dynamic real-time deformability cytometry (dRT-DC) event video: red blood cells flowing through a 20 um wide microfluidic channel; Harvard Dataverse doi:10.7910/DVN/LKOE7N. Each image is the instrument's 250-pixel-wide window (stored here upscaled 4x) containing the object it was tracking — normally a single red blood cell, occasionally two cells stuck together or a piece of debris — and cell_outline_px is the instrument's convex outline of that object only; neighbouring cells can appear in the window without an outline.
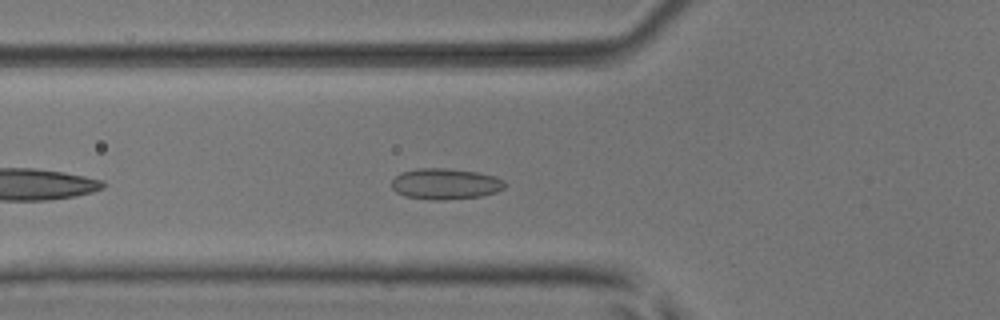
{"species": "common noctule bat (a hibernating species)", "species_latin": "Nyctalus noctula", "temperature_condition": "room temperature", "stored_images_in_passage": 39, "camera_frame_rate_fps": 3000, "um_per_image_px": 0.085, "animal": {"sex": "male", "body_mass_g": 17.9, "forearm_length_mm": 54.2}, "frame": {"image": 1, "passage_image": 6, "time_ms": 1.667, "image_size_px": [1000, 320], "cell_outline_px": [[504, 188], [496, 192], [480, 196], [444, 200], [428, 200], [404, 196], [396, 192], [392, 188], [392, 180], [400, 172], [416, 168], [444, 168], [476, 172], [496, 176], [504, 180]], "centroid_in_image_um": [37.82, 15.63], "position_along_channel_um": 88.0, "area_um2": 20.52}}
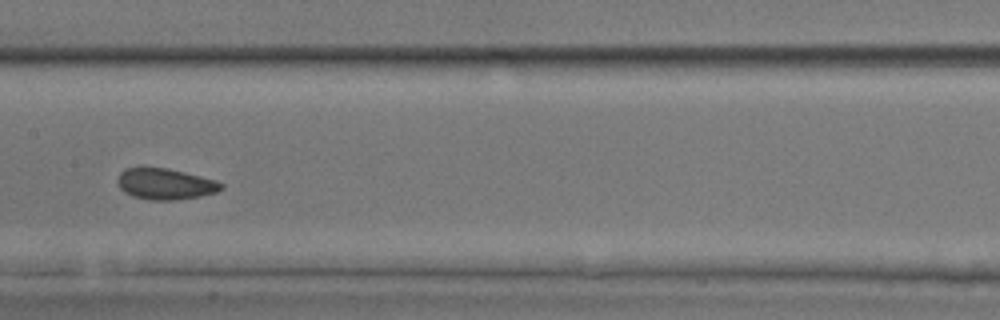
{"frame": {"image": 2, "passage_image": 14, "time_ms": 4.333, "image_size_px": [1000, 320], "cell_outline_px": [[224, 188], [216, 192], [200, 196], [176, 200], [148, 200], [132, 196], [124, 192], [120, 188], [116, 180], [120, 172], [124, 168], [168, 168], [216, 180], [224, 184]], "centroid_in_image_um": [14.04, 15.64], "position_along_channel_um": 193.4, "area_um2": 18.84}}
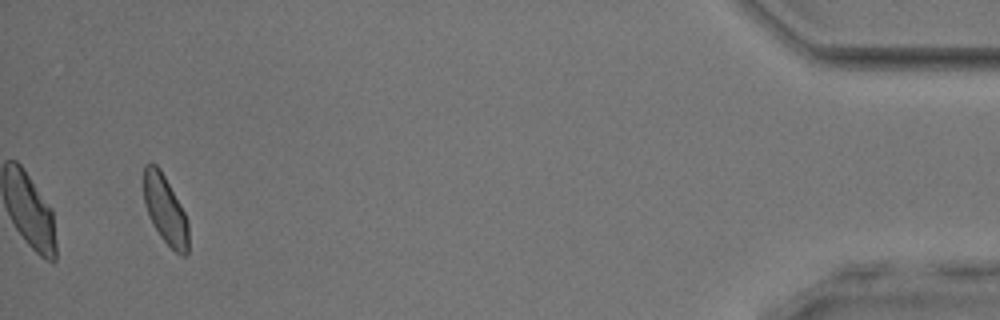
{"frame": {"image": 3, "passage_image": 37, "time_ms": 12.0, "image_size_px": [1000, 320], "cell_outline_px": [[188, 252], [184, 256], [180, 256], [160, 236], [144, 204], [144, 164], [156, 164], [160, 168], [180, 204], [188, 220]], "centroid_in_image_um": [14.06, 17.83], "position_along_channel_um": 421.1, "area_um2": 17.57}, "authors_computed_cell_mechanics": {"area_um2": 18.6116, "velocity_mm_per_s": 3.9574, "shape_relaxation_time_tau1_ms": 4.4031, "shape_relaxation_time_tau2_ms": 1.3546, "deformation_change_tau1": 0.0606, "deformation_change_tau2": 0.0763}}